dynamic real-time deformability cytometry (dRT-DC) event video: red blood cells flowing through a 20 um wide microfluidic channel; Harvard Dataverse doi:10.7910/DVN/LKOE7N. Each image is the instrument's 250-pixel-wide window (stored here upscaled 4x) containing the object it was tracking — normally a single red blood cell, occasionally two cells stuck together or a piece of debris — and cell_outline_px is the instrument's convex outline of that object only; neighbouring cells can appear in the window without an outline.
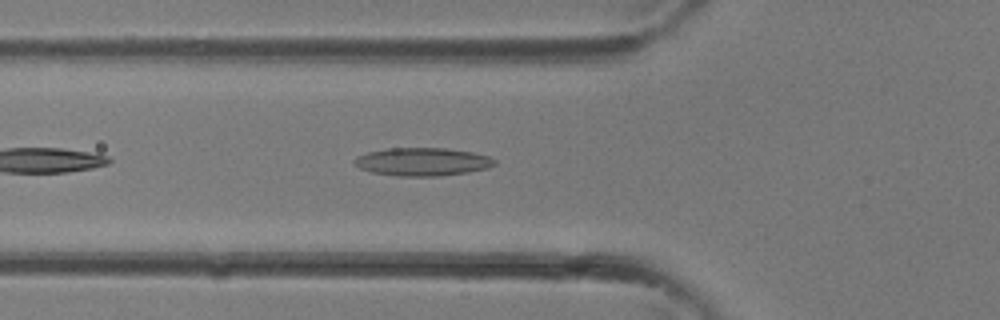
{"species": "common noctule bat (a hibernating species)", "species_latin": "Nyctalus noctula", "temperature_condition": "room temperature", "stored_images_in_passage": 25, "camera_frame_rate_fps": 3000, "um_per_image_px": 0.085, "animal": {"sex": "female"}, "frame": {"image": 1, "passage_image": 12, "time_ms": 3.667, "image_size_px": [1000, 320], "cell_outline_px": [[496, 164], [488, 168], [468, 172], [440, 176], [396, 176], [372, 172], [360, 168], [352, 164], [352, 160], [356, 156], [368, 152], [388, 148], [448, 148], [472, 152], [488, 156], [496, 160]], "centroid_in_image_um": [35.89, 13.75], "position_along_channel_um": 89.9, "area_um2": 23.12}}
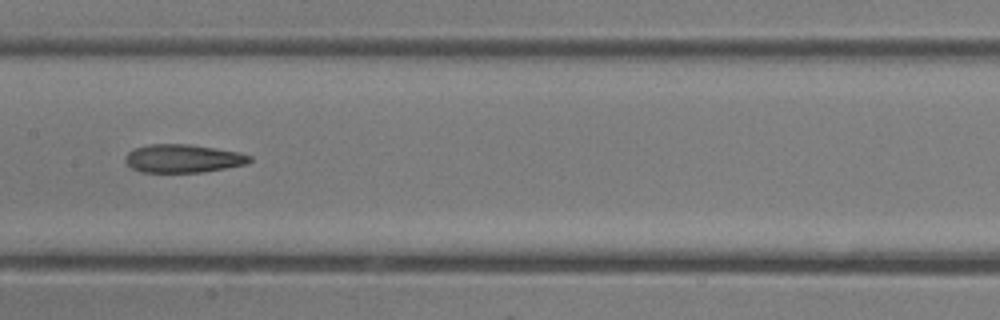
{"frame": {"image": 2, "passage_image": 17, "time_ms": 5.333, "image_size_px": [1000, 320], "cell_outline_px": [[252, 160], [248, 164], [204, 172], [140, 172], [132, 168], [124, 160], [124, 156], [132, 148], [152, 144], [188, 144], [240, 152], [252, 156]], "centroid_in_image_um": [15.56, 13.47], "position_along_channel_um": 191.8, "area_um2": 20.63}}
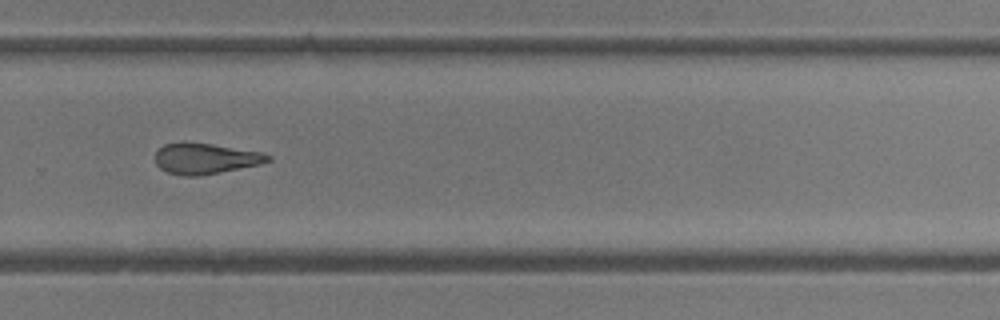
{"frame": {"image": 3, "passage_image": 23, "time_ms": 7.333, "image_size_px": [1000, 320], "cell_outline_px": [[272, 160], [260, 164], [200, 176], [184, 176], [168, 172], [160, 168], [156, 164], [156, 152], [164, 144], [180, 140], [184, 140], [212, 144], [264, 152], [272, 156]], "centroid_in_image_um": [17.46, 13.45], "position_along_channel_um": 312.3, "area_um2": 20.58}}